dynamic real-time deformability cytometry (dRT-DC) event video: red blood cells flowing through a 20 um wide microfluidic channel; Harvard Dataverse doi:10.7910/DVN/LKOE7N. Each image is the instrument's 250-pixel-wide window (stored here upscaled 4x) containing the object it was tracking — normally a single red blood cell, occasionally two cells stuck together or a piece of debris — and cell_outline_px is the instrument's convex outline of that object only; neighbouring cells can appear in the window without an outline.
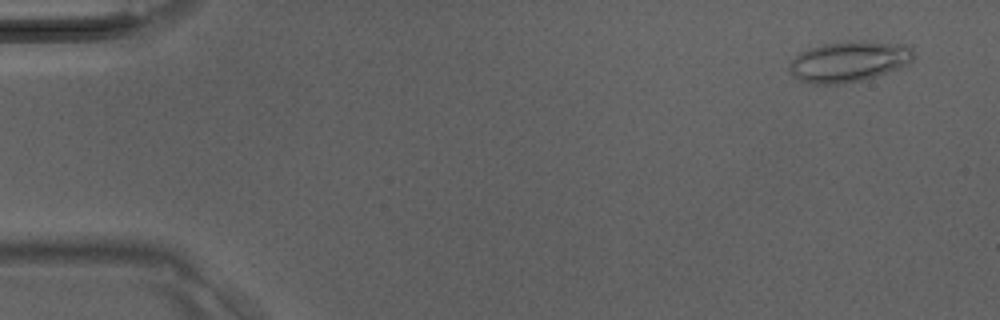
{"species": "Egyptian fruit bat (a non-hibernating species)", "species_latin": "Rousettus aegyptiacus", "temperature_condition": "room temperature", "stored_images_in_passage": 41, "camera_frame_rate_fps": 3000, "um_per_image_px": 0.085, "animal": {"sex": "male"}, "frame": {"image": 1, "passage_image": 3, "time_ms": 0.667, "image_size_px": [1000, 320], "cell_outline_px": [[916, 56], [908, 64], [900, 68], [864, 80], [844, 84], [812, 84], [800, 80], [788, 68], [792, 60], [800, 52], [824, 44], [848, 40], [860, 40], [904, 44], [912, 48]], "centroid_in_image_um": [72.21, 5.22], "position_along_channel_um": 12.8, "area_um2": 29.65}}
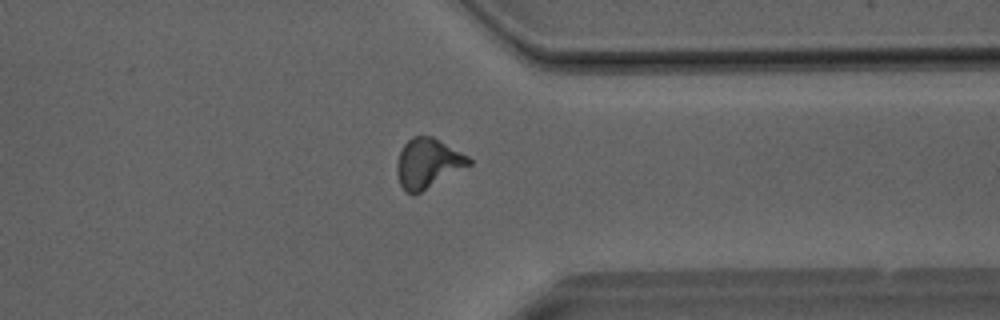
{"frame": {"image": 2, "passage_image": 32, "time_ms": 10.333, "image_size_px": [1000, 320], "cell_outline_px": [[472, 164], [420, 192], [412, 196], [404, 192], [400, 184], [396, 172], [396, 164], [400, 152], [404, 144], [412, 136], [432, 136], [468, 156], [472, 160]], "centroid_in_image_um": [36.34, 13.89], "position_along_channel_um": 375.1, "area_um2": 20.75}}
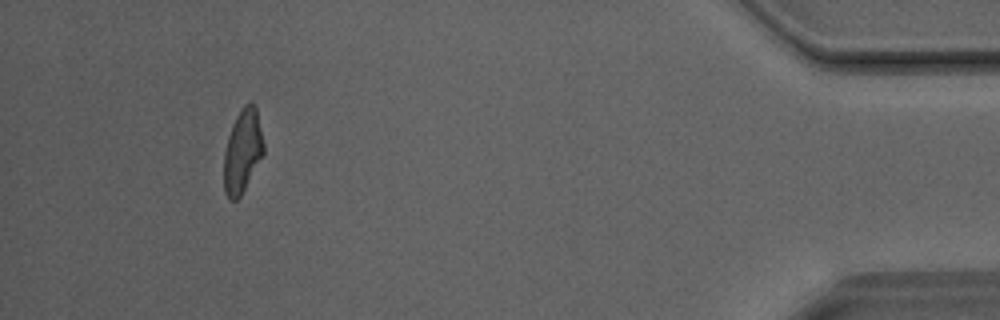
{"frame": {"image": 3, "passage_image": 38, "time_ms": 12.333, "image_size_px": [1000, 320], "cell_outline_px": [[264, 156], [240, 196], [236, 200], [228, 200], [224, 192], [224, 152], [228, 136], [232, 124], [236, 116], [244, 104], [248, 100], [252, 100], [256, 108], [264, 144]], "centroid_in_image_um": [20.62, 12.84], "position_along_channel_um": 414.6, "area_um2": 19.59}}